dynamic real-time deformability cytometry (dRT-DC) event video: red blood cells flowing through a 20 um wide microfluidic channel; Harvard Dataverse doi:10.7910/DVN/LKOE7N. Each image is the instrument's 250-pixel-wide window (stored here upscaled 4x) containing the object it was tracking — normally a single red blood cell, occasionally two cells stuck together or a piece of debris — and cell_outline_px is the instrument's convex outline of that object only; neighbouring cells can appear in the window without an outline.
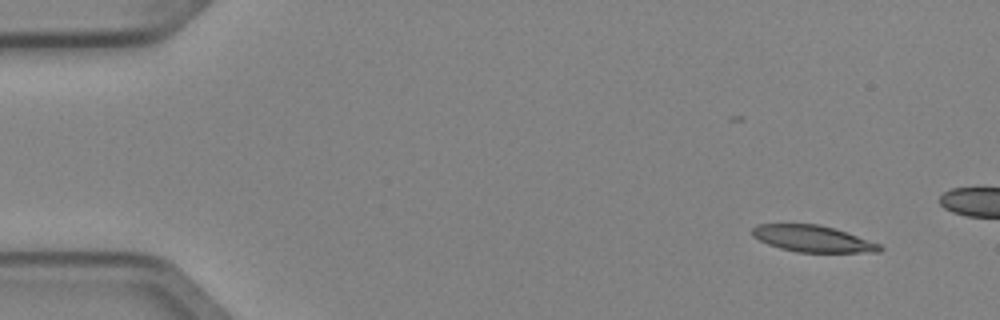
{"species": "Egyptian fruit bat (a non-hibernating species)", "species_latin": "Rousettus aegyptiacus", "temperature_condition": "cold", "stored_images_in_passage": 4, "camera_frame_rate_fps": 3000, "um_per_image_px": 0.085, "animal": {"sex": "female"}, "frame": {"image": 1, "passage_image": 1, "time_ms": 0.0, "image_size_px": [1000, 320], "cell_outline_px": [[884, 248], [880, 252], [796, 252], [780, 248], [768, 244], [752, 236], [752, 228], [756, 224], [820, 224], [880, 244]], "centroid_in_image_um": [69.05, 20.29], "position_along_channel_um": 16.0, "area_um2": 19.48}}